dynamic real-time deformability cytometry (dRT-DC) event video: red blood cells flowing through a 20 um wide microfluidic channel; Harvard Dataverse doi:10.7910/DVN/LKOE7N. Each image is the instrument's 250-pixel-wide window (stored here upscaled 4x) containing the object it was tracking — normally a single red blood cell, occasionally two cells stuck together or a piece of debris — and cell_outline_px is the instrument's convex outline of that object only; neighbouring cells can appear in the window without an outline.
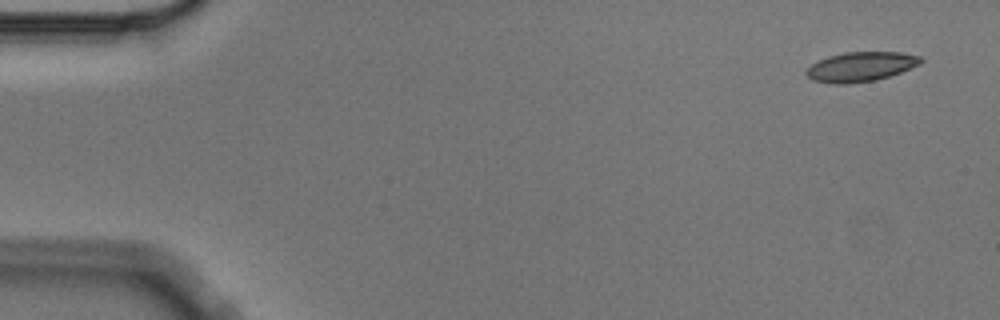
{"species": "Egyptian fruit bat (a non-hibernating species)", "species_latin": "Rousettus aegyptiacus", "temperature_condition": "cold", "stored_images_in_passage": 13, "camera_frame_rate_fps": 3000, "um_per_image_px": 0.085, "animal": {"sex": "male"}, "frame": {"image": 1, "passage_image": 1, "time_ms": 0.0, "image_size_px": [1000, 320], "cell_outline_px": [[924, 60], [920, 64], [900, 72], [876, 80], [848, 84], [836, 84], [812, 80], [804, 72], [812, 64], [828, 56], [844, 52], [900, 52], [920, 56]], "centroid_in_image_um": [73.16, 5.67], "position_along_channel_um": 11.8, "area_um2": 19.65}}
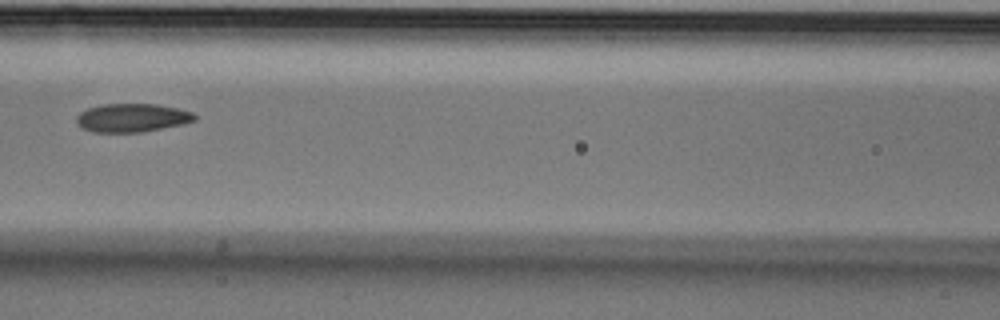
{"frame": {"image": 2, "passage_image": 6, "time_ms": 1.667, "image_size_px": [1000, 320], "cell_outline_px": [[196, 120], [184, 124], [140, 132], [92, 132], [76, 124], [76, 116], [80, 112], [88, 108], [100, 104], [156, 104], [176, 108], [192, 112], [196, 116]], "centroid_in_image_um": [11.2, 10.01], "position_along_channel_um": 155.4, "area_um2": 19.59}}
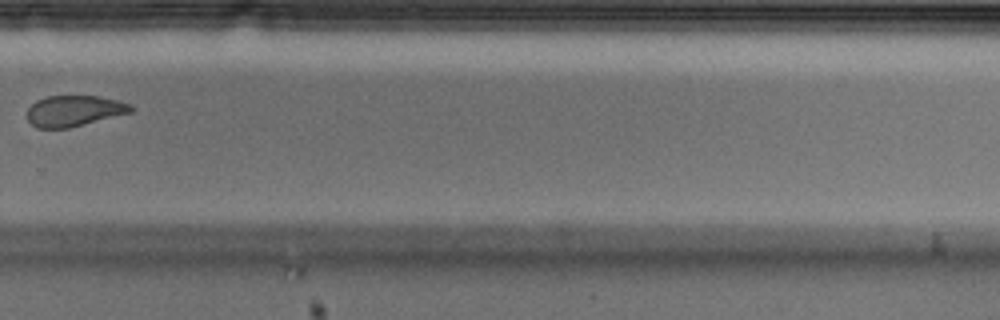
{"frame": {"image": 3, "passage_image": 10, "time_ms": 3.0, "image_size_px": [1000, 320], "cell_outline_px": [[136, 108], [132, 112], [68, 128], [36, 128], [28, 120], [28, 108], [36, 100], [48, 96], [100, 96], [132, 104]], "centroid_in_image_um": [6.32, 9.42], "position_along_channel_um": 323.5, "area_um2": 18.67}}